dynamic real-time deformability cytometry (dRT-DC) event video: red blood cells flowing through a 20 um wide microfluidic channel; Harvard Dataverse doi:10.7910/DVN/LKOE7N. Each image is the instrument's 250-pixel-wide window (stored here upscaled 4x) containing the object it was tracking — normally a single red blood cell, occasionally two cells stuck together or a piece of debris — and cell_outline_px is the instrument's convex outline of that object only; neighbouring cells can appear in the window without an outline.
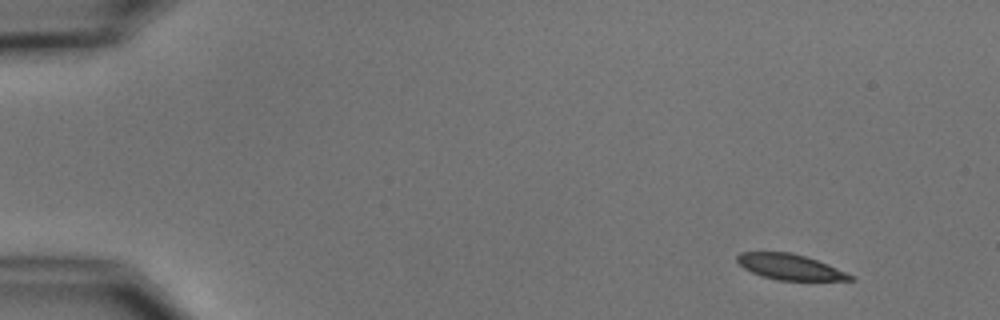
{"species": "common noctule bat (a hibernating species)", "species_latin": "Nyctalus noctula", "temperature_condition": "cold", "stored_images_in_passage": 5, "camera_frame_rate_fps": 3000, "um_per_image_px": 0.085, "animal": {"sex": "male", "body_mass_g": 15.6}, "frame": {"image": 1, "passage_image": 1, "time_ms": 0.0, "image_size_px": [1000, 320], "cell_outline_px": [[856, 280], [776, 280], [760, 276], [744, 268], [736, 260], [736, 256], [740, 252], [792, 252], [828, 264], [856, 276]], "centroid_in_image_um": [67.16, 22.69], "position_along_channel_um": 17.8, "area_um2": 16.94}}
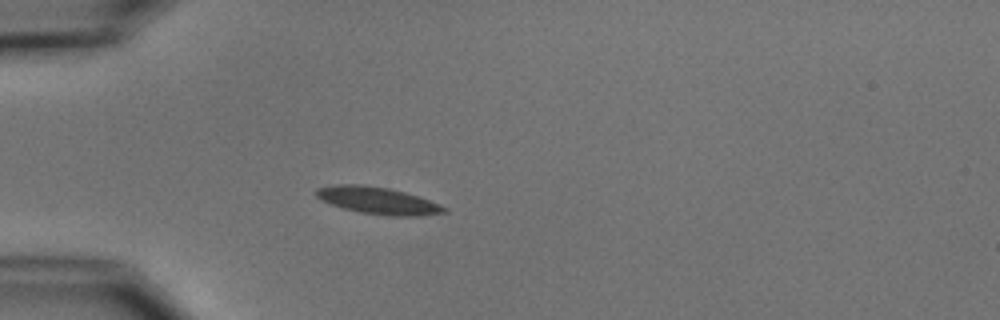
{"frame": {"image": 2, "passage_image": 4, "time_ms": 3.667, "image_size_px": [1000, 320], "cell_outline_px": [[448, 212], [420, 216], [388, 216], [360, 212], [344, 208], [320, 200], [316, 196], [316, 188], [340, 184], [360, 184], [388, 188], [404, 192], [440, 204], [448, 208]], "centroid_in_image_um": [32.13, 17.05], "position_along_channel_um": 52.9, "area_um2": 20.06}}